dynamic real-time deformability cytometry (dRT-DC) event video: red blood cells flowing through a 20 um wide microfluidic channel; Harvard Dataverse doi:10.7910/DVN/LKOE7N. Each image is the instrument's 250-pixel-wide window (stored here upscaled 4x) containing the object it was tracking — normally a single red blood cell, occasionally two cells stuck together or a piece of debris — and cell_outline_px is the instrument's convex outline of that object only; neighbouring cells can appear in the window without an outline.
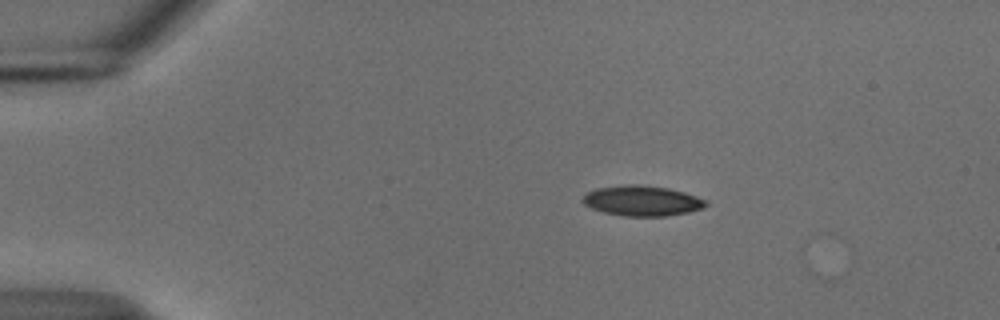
{"species": "common noctule bat (a hibernating species)", "species_latin": "Nyctalus noctula", "temperature_condition": "cold", "stored_images_in_passage": 4, "camera_frame_rate_fps": 3000, "um_per_image_px": 0.085, "animal": {"sex": "male", "body_mass_g": 18.8}, "frame": {"image": 1, "passage_image": 1, "time_ms": 0.0, "image_size_px": [1000, 320], "cell_outline_px": [[708, 204], [704, 208], [688, 212], [668, 216], [624, 216], [604, 212], [592, 208], [584, 204], [580, 200], [588, 192], [596, 188], [624, 184], [640, 184], [668, 188], [684, 192], [708, 200]], "centroid_in_image_um": [54.59, 17.06], "position_along_channel_um": 30.4, "area_um2": 21.91}}